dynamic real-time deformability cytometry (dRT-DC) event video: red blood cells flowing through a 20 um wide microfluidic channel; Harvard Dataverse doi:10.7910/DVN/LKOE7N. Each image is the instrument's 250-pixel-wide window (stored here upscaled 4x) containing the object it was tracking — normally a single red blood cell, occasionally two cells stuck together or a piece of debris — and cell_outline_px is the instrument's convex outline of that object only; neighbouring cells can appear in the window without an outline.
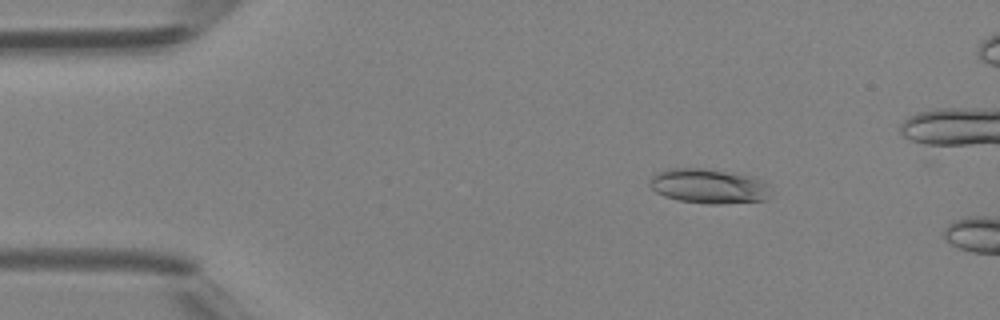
{"species": "Egyptian fruit bat (a non-hibernating species)", "species_latin": "Rousettus aegyptiacus", "temperature_condition": "room temperature", "stored_images_in_passage": 10, "camera_frame_rate_fps": 3000, "um_per_image_px": 0.085, "animal": {"sex": "female"}, "frame": {"image": 1, "passage_image": 7, "time_ms": 2.0, "image_size_px": [1000, 320], "cell_outline_px": [[772, 196], [768, 200], [720, 204], [708, 204], [676, 200], [664, 196], [656, 192], [652, 188], [652, 176], [660, 172], [672, 168], [704, 168], [748, 176], [764, 184]], "centroid_in_image_um": [60.22, 15.85], "position_along_channel_um": 24.8, "area_um2": 23.93}}